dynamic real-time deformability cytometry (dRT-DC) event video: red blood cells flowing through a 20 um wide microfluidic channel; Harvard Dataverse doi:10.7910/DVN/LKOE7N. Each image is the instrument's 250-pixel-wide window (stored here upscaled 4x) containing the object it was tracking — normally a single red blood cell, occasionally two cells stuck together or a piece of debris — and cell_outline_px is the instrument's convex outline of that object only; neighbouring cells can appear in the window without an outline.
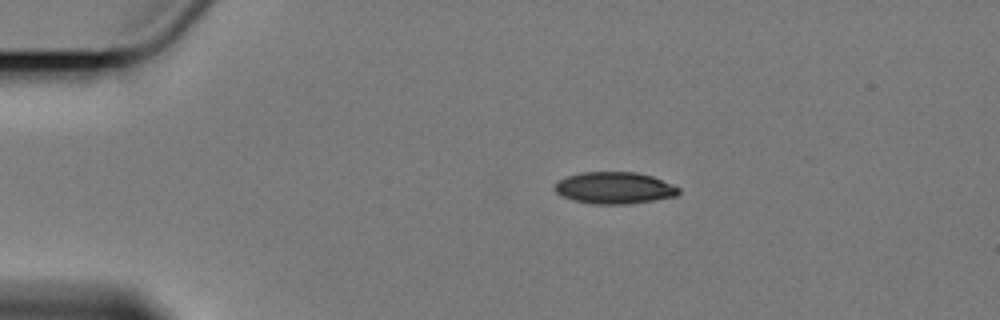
{"species": "Egyptian fruit bat (a non-hibernating species)", "species_latin": "Rousettus aegyptiacus", "temperature_condition": "cold", "stored_images_in_passage": 4, "camera_frame_rate_fps": 3000, "um_per_image_px": 0.085, "animal": {"sex": "female"}, "frame": {"image": 1, "passage_image": 3, "time_ms": 2.667, "image_size_px": [1000, 320], "cell_outline_px": [[680, 192], [676, 196], [628, 204], [596, 204], [572, 200], [556, 192], [556, 184], [560, 180], [568, 176], [584, 172], [636, 172], [652, 176], [680, 188]], "centroid_in_image_um": [52.25, 15.97], "position_along_channel_um": 32.7, "area_um2": 22.6}}